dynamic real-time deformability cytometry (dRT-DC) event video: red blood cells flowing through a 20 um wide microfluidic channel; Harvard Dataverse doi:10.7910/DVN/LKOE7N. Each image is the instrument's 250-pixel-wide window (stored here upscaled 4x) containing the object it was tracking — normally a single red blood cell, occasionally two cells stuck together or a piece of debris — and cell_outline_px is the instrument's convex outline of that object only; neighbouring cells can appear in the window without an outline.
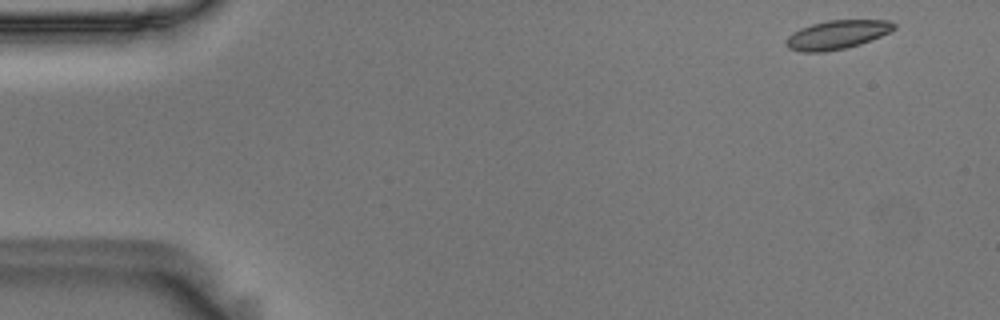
{"species": "Egyptian fruit bat (a non-hibernating species)", "species_latin": "Rousettus aegyptiacus", "temperature_condition": "room temperature", "stored_images_in_passage": 53, "camera_frame_rate_fps": 3000, "um_per_image_px": 0.085, "animal": {"sex": "male"}, "frame": {"image": 1, "passage_image": 1, "time_ms": 0.0, "image_size_px": [1000, 320], "cell_outline_px": [[896, 28], [880, 36], [860, 44], [844, 48], [824, 52], [800, 52], [788, 48], [784, 44], [784, 40], [792, 32], [800, 28], [812, 24], [828, 20], [888, 20], [896, 24]], "centroid_in_image_um": [71.09, 2.95], "position_along_channel_um": 13.9, "area_um2": 18.15}}
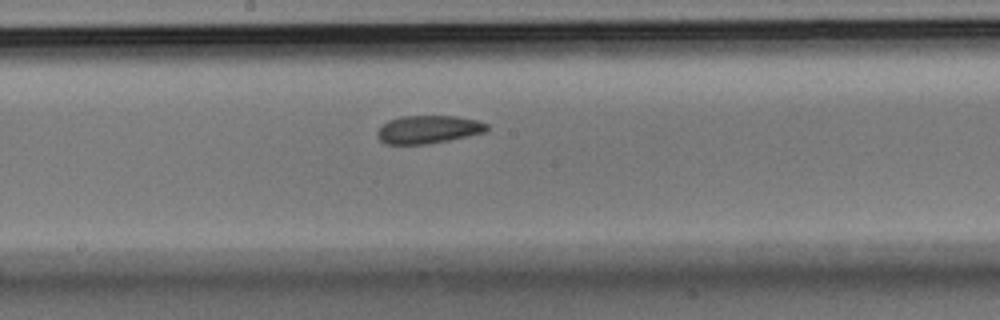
{"frame": {"image": 2, "passage_image": 27, "time_ms": 8.667, "image_size_px": [1000, 320], "cell_outline_px": [[488, 128], [484, 132], [448, 140], [424, 144], [384, 144], [376, 136], [376, 132], [388, 120], [400, 116], [456, 116], [476, 120], [488, 124]], "centroid_in_image_um": [36.36, 11.0], "position_along_channel_um": 211.8, "area_um2": 17.74}}
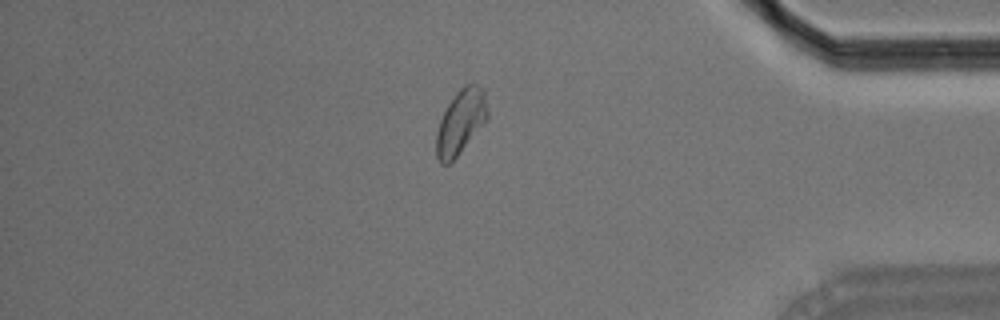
{"frame": {"image": 3, "passage_image": 45, "time_ms": 14.667, "image_size_px": [1000, 320], "cell_outline_px": [[488, 116], [460, 152], [448, 164], [440, 164], [436, 156], [436, 132], [440, 120], [448, 104], [456, 92], [464, 84], [476, 84], [484, 88], [488, 112]], "centroid_in_image_um": [39.14, 10.33], "position_along_channel_um": 396.1, "area_um2": 18.9}, "authors_computed_cell_mechanics": {"area_um2": 18.496, "velocity_mm_per_s": 3.5788, "shape_relaxation_time_tau1_ms": 8.5292, "shape_relaxation_time_tau2_ms": 5.5243, "deformation_change_tau1": 0.1326, "deformation_change_tau2": 0.1021}}